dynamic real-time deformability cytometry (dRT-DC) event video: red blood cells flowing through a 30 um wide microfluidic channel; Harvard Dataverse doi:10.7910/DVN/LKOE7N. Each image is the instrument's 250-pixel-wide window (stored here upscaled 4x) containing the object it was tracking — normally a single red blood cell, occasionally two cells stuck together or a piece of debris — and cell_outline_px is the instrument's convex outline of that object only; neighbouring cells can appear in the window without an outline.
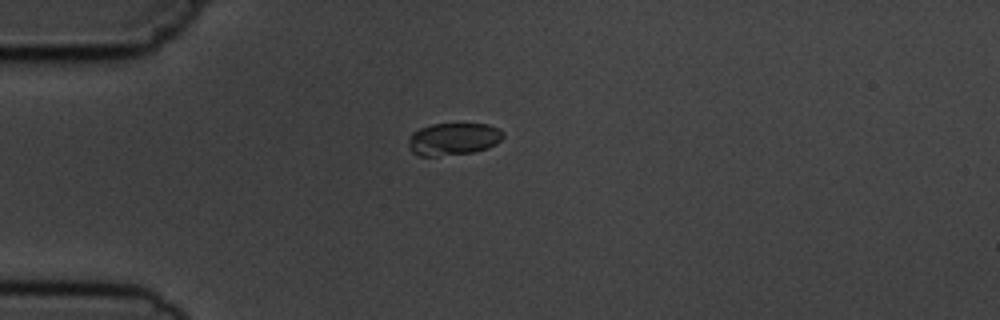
{"species": "common noctule bat (a hibernating species)", "species_latin": "Nyctalus noctula", "temperature_condition": "cold", "stored_images_in_passage": 3, "camera_frame_rate_fps": 3000, "um_per_image_px": 0.085, "animal": {"sex": "male", "body_mass_g": 19.5, "forearm_length_mm": 54.6}, "frame": {"image": 1, "passage_image": 1, "time_ms": 0.0, "image_size_px": [1000, 320], "cell_outline_px": [[504, 136], [496, 144], [488, 148], [472, 152], [436, 156], [420, 156], [412, 152], [408, 148], [408, 140], [412, 132], [420, 128], [432, 124], [488, 124], [504, 132]], "centroid_in_image_um": [38.51, 11.82], "position_along_channel_um": 46.5, "area_um2": 17.86}}
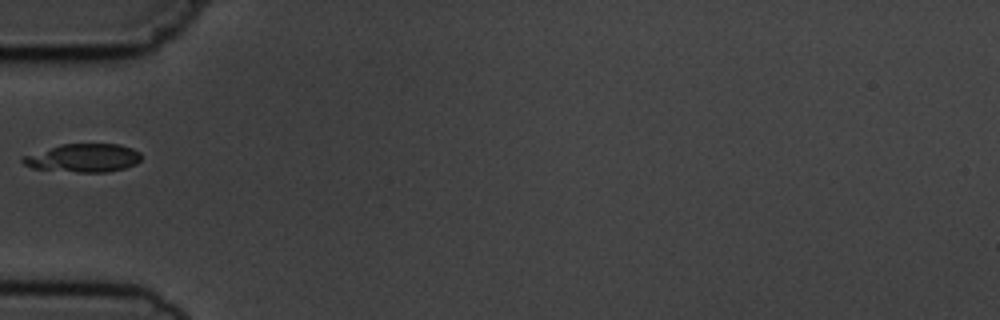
{"frame": {"image": 2, "passage_image": 2, "time_ms": 1.333, "image_size_px": [1000, 320], "cell_outline_px": [[140, 160], [136, 164], [124, 168], [104, 172], [80, 172], [32, 168], [24, 164], [20, 160], [20, 156], [60, 144], [120, 144], [132, 148], [140, 152]], "centroid_in_image_um": [7.04, 13.41], "position_along_channel_um": 78.0, "area_um2": 19.59}}
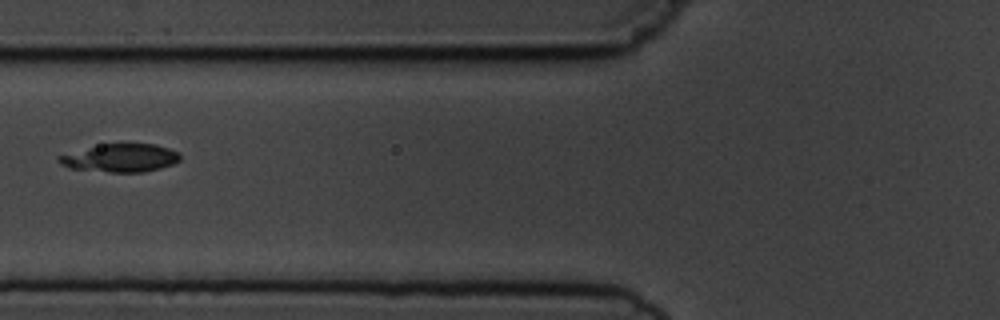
{"frame": {"image": 3, "passage_image": 3, "time_ms": 2.333, "image_size_px": [1000, 320], "cell_outline_px": [[180, 160], [172, 164], [160, 168], [144, 172], [108, 172], [68, 168], [60, 164], [56, 160], [56, 156], [100, 144], [156, 144], [180, 152]], "centroid_in_image_um": [10.21, 13.43], "position_along_channel_um": 115.6, "area_um2": 19.94}}